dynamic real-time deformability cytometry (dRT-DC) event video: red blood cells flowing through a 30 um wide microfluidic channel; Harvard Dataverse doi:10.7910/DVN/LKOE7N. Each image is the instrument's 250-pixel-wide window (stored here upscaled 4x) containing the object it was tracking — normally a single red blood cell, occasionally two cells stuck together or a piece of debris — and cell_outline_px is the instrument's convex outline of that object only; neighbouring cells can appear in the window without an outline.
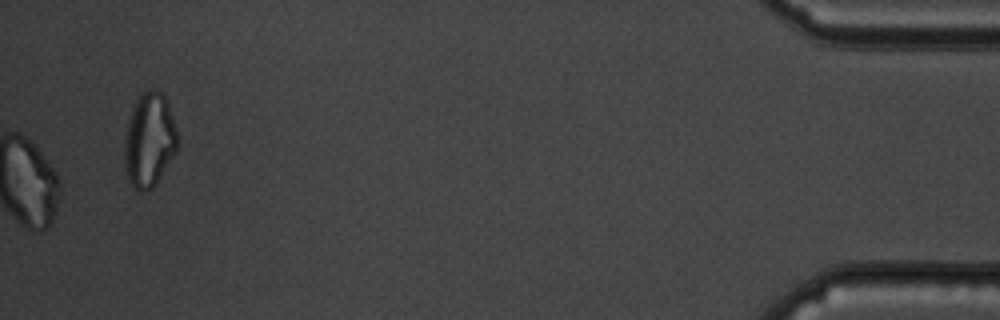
{"species": "common noctule bat (a hibernating species)", "species_latin": "Nyctalus noctula", "temperature_condition": "cold", "stored_images_in_passage": 59, "camera_frame_rate_fps": 3000, "um_per_image_px": 0.085, "animal": {"sex": "male", "body_mass_g": 19.5, "forearm_length_mm": 54.6}, "frame": {"image": 1, "passage_image": 59, "time_ms": 19.333, "image_size_px": [1000, 320], "cell_outline_px": [[176, 152], [156, 184], [148, 192], [140, 192], [132, 184], [128, 176], [124, 160], [124, 140], [128, 120], [136, 100], [140, 92], [148, 88], [152, 88], [160, 92], [164, 96], [168, 104], [176, 128]], "centroid_in_image_um": [12.68, 11.89], "position_along_channel_um": 422.5, "area_um2": 29.02}}